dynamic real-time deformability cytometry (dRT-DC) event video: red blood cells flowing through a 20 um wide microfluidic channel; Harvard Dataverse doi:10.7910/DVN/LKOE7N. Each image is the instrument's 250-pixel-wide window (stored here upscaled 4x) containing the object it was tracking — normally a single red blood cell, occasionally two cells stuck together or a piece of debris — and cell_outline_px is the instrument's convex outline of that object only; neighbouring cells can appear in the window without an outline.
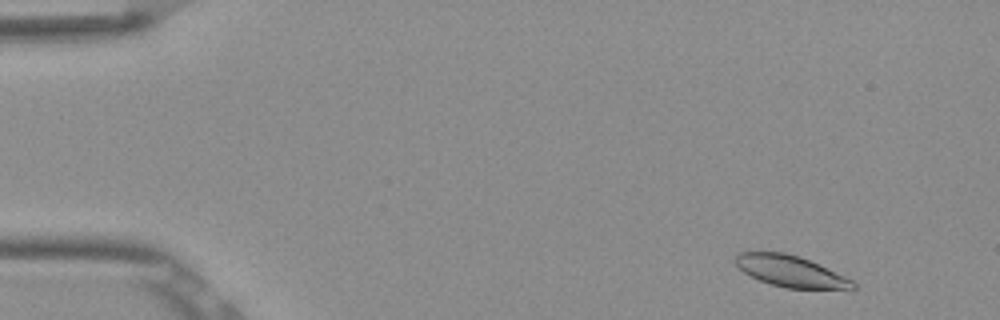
{"species": "Egyptian fruit bat (a non-hibernating species)", "species_latin": "Rousettus aegyptiacus", "temperature_condition": "room temperature", "stored_images_in_passage": 51, "camera_frame_rate_fps": 3000, "um_per_image_px": 0.085, "frame": {"image": 1, "passage_image": 3, "time_ms": 0.667, "image_size_px": [1000, 320], "cell_outline_px": [[856, 288], [852, 292], [848, 292], [784, 288], [760, 280], [744, 272], [732, 260], [740, 252], [784, 252], [800, 256], [844, 276], [852, 280], [856, 284]], "centroid_in_image_um": [67.33, 23.11], "position_along_channel_um": 17.7, "area_um2": 22.08}}
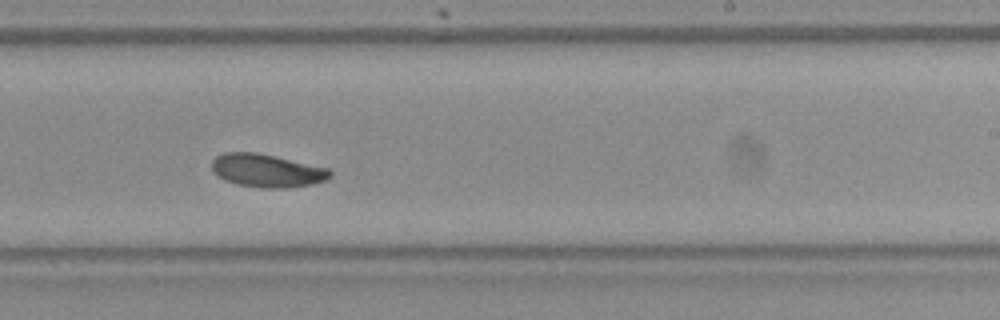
{"frame": {"image": 2, "passage_image": 31, "time_ms": 10.0, "image_size_px": [1000, 320], "cell_outline_px": [[332, 176], [328, 180], [312, 184], [284, 188], [264, 188], [236, 184], [224, 180], [212, 172], [212, 160], [216, 156], [224, 152], [256, 152], [328, 168], [332, 172]], "centroid_in_image_um": [22.67, 14.5], "position_along_channel_um": 266.3, "area_um2": 22.89}}
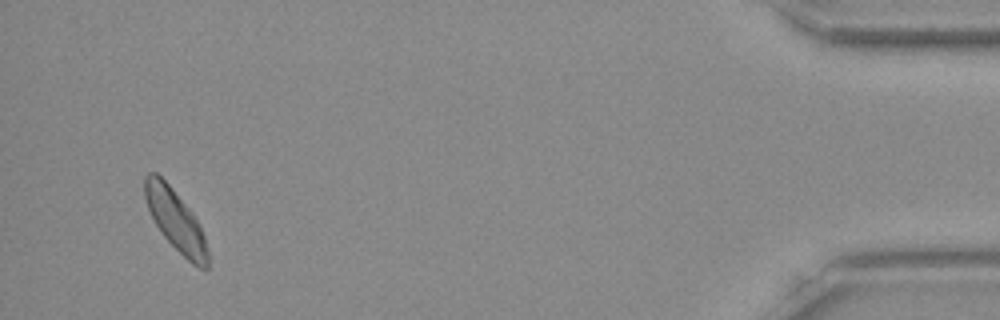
{"frame": {"image": 3, "passage_image": 49, "time_ms": 16.0, "image_size_px": [1000, 320], "cell_outline_px": [[208, 268], [200, 268], [192, 264], [164, 236], [156, 224], [148, 208], [144, 196], [144, 176], [148, 172], [156, 172], [172, 188], [192, 212], [200, 224], [204, 236], [208, 252]], "centroid_in_image_um": [14.92, 18.7], "position_along_channel_um": 420.3, "area_um2": 22.08}, "authors_computed_cell_mechanics": {"area_um2": 22.4264, "velocity_mm_per_s": 3.8238, "shape_relaxation_time_tau1_ms": 4.4655, "shape_relaxation_time_tau2_ms": null, "deformation_change_tau1": 0.122, "deformation_change_tau2": null}}